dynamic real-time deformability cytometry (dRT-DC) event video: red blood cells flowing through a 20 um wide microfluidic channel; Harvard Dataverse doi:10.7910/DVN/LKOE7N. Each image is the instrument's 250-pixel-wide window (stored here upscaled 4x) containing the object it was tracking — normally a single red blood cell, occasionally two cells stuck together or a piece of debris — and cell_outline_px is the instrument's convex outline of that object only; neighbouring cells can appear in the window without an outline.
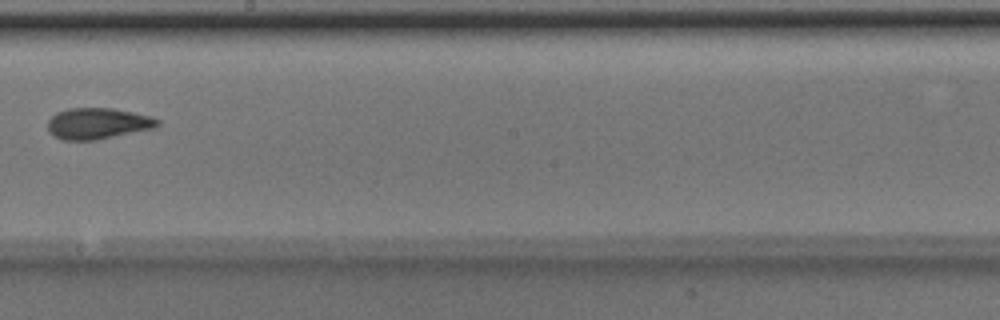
{"species": "Egyptian fruit bat (a non-hibernating species)", "species_latin": "Rousettus aegyptiacus", "temperature_condition": "room temperature", "stored_images_in_passage": 7, "camera_frame_rate_fps": 3000, "um_per_image_px": 0.085, "animal": {"sex": "male"}, "frame": {"image": 1, "passage_image": 7, "time_ms": 2.0, "image_size_px": [1000, 320], "cell_outline_px": [[160, 124], [156, 128], [96, 140], [64, 140], [48, 132], [48, 120], [56, 112], [68, 108], [112, 108], [152, 116], [160, 120]], "centroid_in_image_um": [8.33, 10.49], "position_along_channel_um": 239.9, "area_um2": 20.06}}